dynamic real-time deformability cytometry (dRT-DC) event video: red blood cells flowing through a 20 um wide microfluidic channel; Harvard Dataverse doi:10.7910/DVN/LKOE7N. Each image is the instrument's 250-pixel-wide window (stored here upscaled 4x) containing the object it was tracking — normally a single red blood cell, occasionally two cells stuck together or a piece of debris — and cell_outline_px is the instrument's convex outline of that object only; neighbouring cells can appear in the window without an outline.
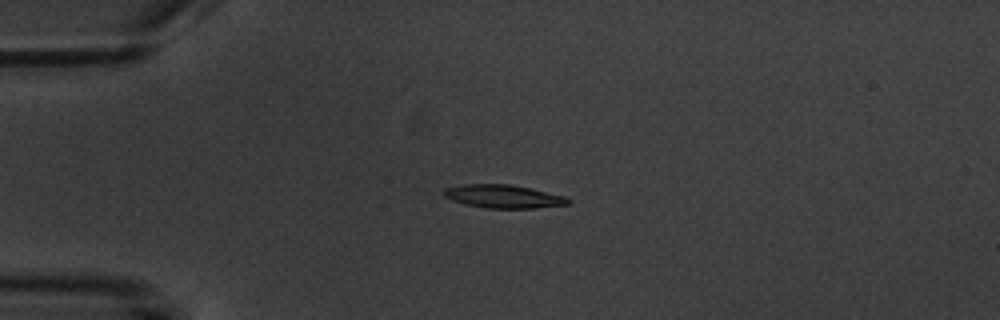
{"species": "common noctule bat (a hibernating species)", "species_latin": "Nyctalus noctula", "temperature_condition": "warm", "stored_images_in_passage": 3, "camera_frame_rate_fps": 3000, "um_per_image_px": 0.085, "animal": {"sex": "male", "body_mass_g": 20.1, "forearm_length_mm": 53.5}, "frame": {"image": 1, "passage_image": 1, "time_ms": 0.0, "image_size_px": [1000, 320], "cell_outline_px": [[572, 204], [536, 208], [488, 208], [464, 204], [452, 200], [444, 196], [444, 188], [464, 184], [508, 184], [528, 188], [564, 196], [572, 200]], "centroid_in_image_um": [42.8, 16.7], "position_along_channel_um": 42.2, "area_um2": 16.76}}